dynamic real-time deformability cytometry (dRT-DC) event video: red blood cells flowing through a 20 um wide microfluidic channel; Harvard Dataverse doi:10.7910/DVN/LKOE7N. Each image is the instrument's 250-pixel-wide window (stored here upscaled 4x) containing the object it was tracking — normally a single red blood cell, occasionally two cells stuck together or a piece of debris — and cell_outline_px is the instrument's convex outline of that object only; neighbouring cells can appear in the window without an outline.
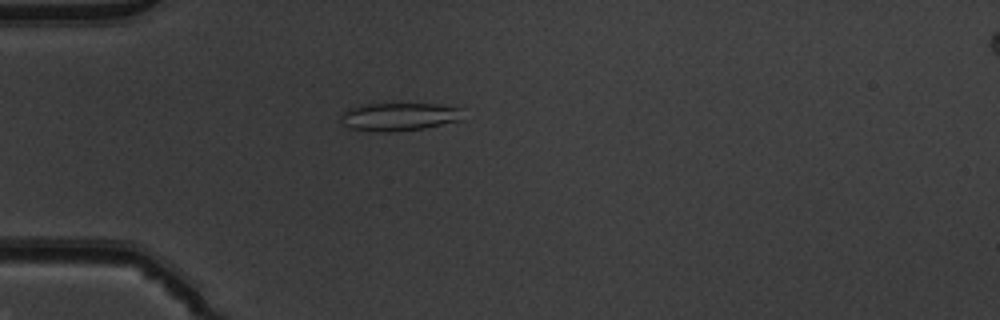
{"species": "common noctule bat (a hibernating species)", "species_latin": "Nyctalus noctula", "temperature_condition": "warm", "stored_images_in_passage": 52, "camera_frame_rate_fps": 3000, "um_per_image_px": 0.085, "animal": {"sex": "male", "body_mass_g": 19.5, "forearm_length_mm": 54.6}, "frame": {"image": 1, "passage_image": 15, "time_ms": 4.667, "image_size_px": [1000, 320], "cell_outline_px": [[464, 108], [460, 120], [424, 128], [392, 132], [380, 132], [348, 128], [340, 120], [340, 116], [348, 108], [364, 104], [436, 104]], "centroid_in_image_um": [33.91, 9.92], "position_along_channel_um": 51.1, "area_um2": 20.0}}
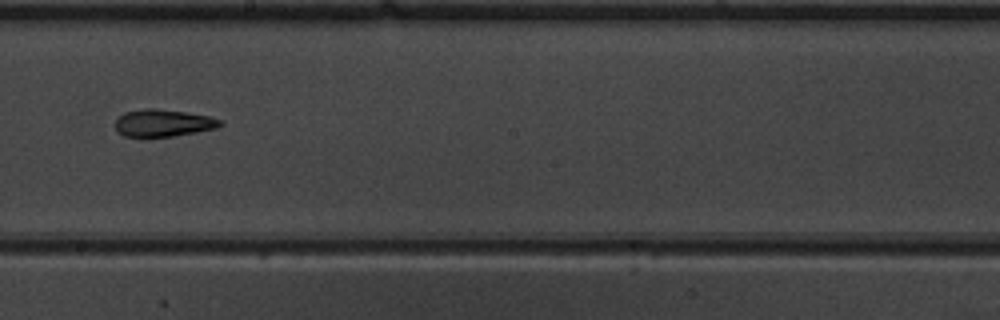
{"frame": {"image": 2, "passage_image": 30, "time_ms": 9.667, "image_size_px": [1000, 320], "cell_outline_px": [[224, 124], [216, 128], [196, 132], [172, 136], [124, 136], [116, 128], [116, 120], [124, 112], [148, 108], [156, 108], [184, 112], [208, 116], [220, 120]], "centroid_in_image_um": [13.88, 10.44], "position_along_channel_um": 234.3, "area_um2": 16.3}}
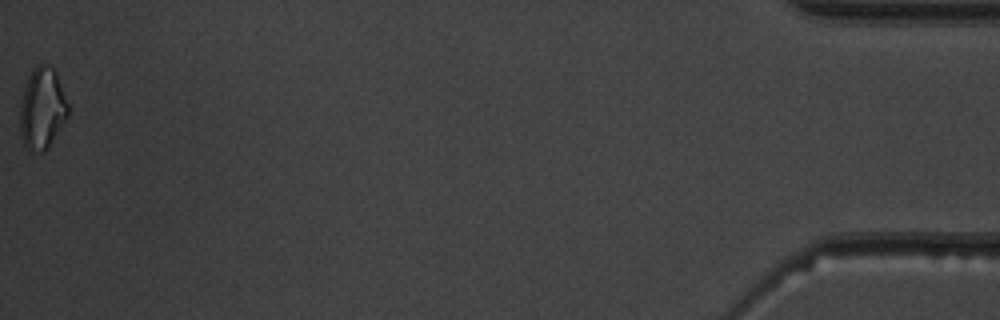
{"frame": {"image": 3, "passage_image": 52, "time_ms": 17.0, "image_size_px": [1000, 320], "cell_outline_px": [[68, 116], [48, 148], [44, 152], [40, 152], [28, 148], [24, 144], [20, 132], [20, 100], [24, 88], [32, 72], [40, 64], [44, 64], [52, 68], [56, 72], [68, 104]], "centroid_in_image_um": [3.59, 9.25], "position_along_channel_um": 431.6, "area_um2": 22.43}, "authors_computed_cell_mechanics": {"area_um2": 17.9469, "velocity_mm_per_s": 3.9474, "shape_relaxation_time_tau1_ms": null, "shape_relaxation_time_tau2_ms": 4.7605, "deformation_change_tau1": null, "deformation_change_tau2": 0.137}}